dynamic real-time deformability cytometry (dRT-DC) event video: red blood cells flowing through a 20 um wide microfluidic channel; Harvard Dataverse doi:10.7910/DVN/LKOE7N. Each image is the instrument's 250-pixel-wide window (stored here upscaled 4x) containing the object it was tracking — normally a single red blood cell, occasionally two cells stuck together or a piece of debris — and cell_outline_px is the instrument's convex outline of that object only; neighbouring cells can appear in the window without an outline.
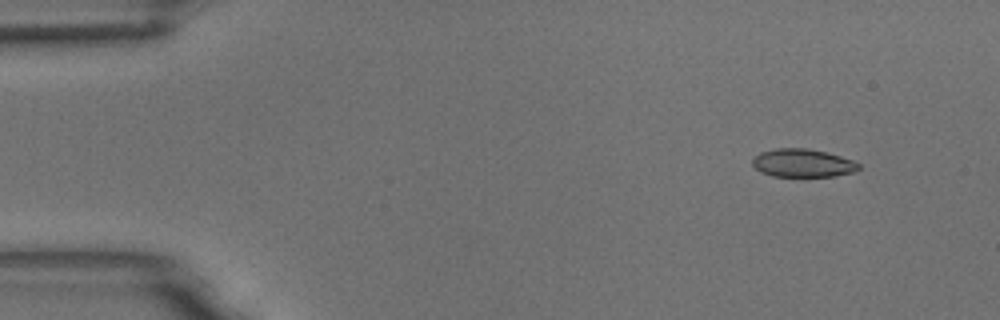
{"species": "common noctule bat (a hibernating species)", "species_latin": "Nyctalus noctula", "temperature_condition": "room temperature", "stored_images_in_passage": 5, "camera_frame_rate_fps": 3000, "um_per_image_px": 0.085, "animal": {"sex": "male", "body_mass_g": 18.8}, "frame": {"image": 1, "passage_image": 2, "time_ms": 0.333, "image_size_px": [1000, 320], "cell_outline_px": [[860, 168], [856, 172], [836, 176], [772, 176], [760, 172], [752, 164], [752, 160], [760, 152], [776, 148], [808, 148], [828, 152], [852, 160], [860, 164]], "centroid_in_image_um": [68.25, 13.86], "position_along_channel_um": 16.7, "area_um2": 17.57}}
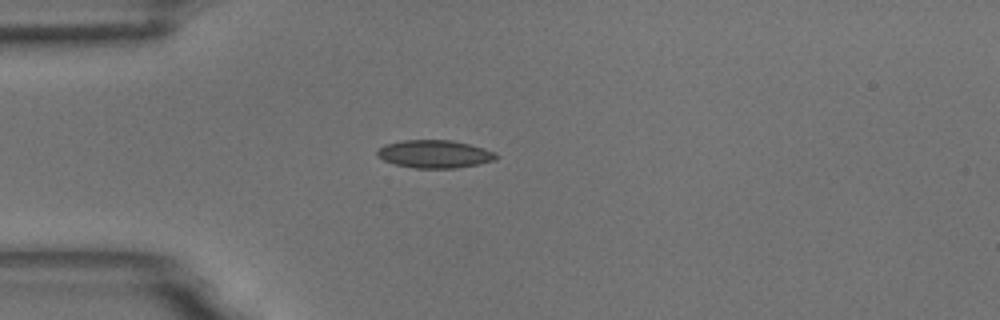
{"frame": {"image": 2, "passage_image": 5, "time_ms": 1.333, "image_size_px": [1000, 320], "cell_outline_px": [[500, 156], [496, 160], [456, 168], [416, 168], [396, 164], [384, 160], [376, 156], [376, 148], [384, 144], [404, 140], [452, 140], [484, 148]], "centroid_in_image_um": [36.9, 13.08], "position_along_channel_um": 48.1, "area_um2": 19.31}}